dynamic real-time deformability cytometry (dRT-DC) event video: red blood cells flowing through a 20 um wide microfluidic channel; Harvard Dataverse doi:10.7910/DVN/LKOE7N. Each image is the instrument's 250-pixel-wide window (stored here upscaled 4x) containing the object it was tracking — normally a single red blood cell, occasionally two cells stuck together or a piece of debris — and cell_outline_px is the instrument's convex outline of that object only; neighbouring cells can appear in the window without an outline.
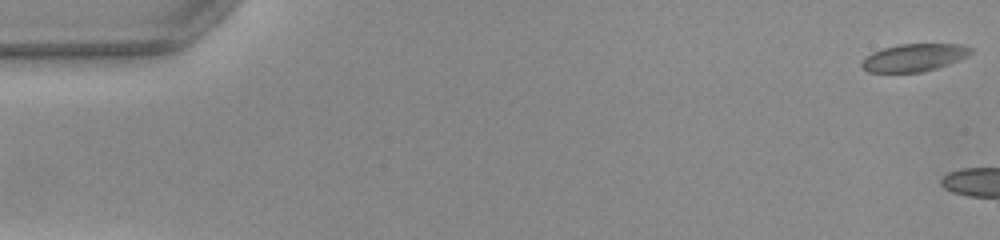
{"species": "common noctule bat (a hibernating species)", "species_latin": "Nyctalus noctula", "temperature_condition": "warm", "stored_images_in_passage": 4, "camera_frame_rate_fps": 3000, "um_per_image_px": 0.085, "animal": {"sex": "female", "body_mass_g": 22.0, "forearm_length_mm": 56.7}, "frame": {"image": 1, "passage_image": 1, "time_ms": 0.0, "image_size_px": [1000, 240], "cell_outline_px": [[972, 52], [968, 56], [948, 64], [924, 72], [868, 72], [860, 64], [872, 52], [884, 48], [900, 44], [960, 44], [972, 48]], "centroid_in_image_um": [77.72, 4.89], "position_along_channel_um": 7.3, "area_um2": 17.34}}